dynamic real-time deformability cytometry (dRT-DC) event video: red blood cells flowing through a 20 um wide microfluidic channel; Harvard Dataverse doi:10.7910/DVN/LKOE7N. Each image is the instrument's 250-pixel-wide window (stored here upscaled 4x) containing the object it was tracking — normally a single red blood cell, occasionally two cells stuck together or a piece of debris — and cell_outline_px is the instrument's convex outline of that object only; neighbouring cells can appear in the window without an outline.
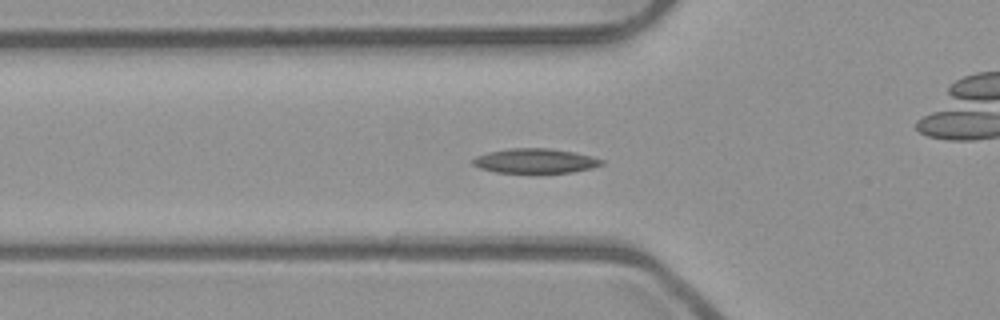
{"species": "common noctule bat (a hibernating species)", "species_latin": "Nyctalus noctula", "temperature_condition": "room temperature", "stored_images_in_passage": 44, "camera_frame_rate_fps": 3000, "um_per_image_px": 0.085, "animal": {"sex": "male", "body_mass_g": 23.1, "forearm_length_mm": 52.7}, "frame": {"image": 1, "passage_image": 9, "time_ms": 2.667, "image_size_px": [1000, 320], "cell_outline_px": [[604, 164], [592, 168], [572, 172], [536, 176], [496, 172], [480, 168], [472, 164], [472, 160], [476, 156], [488, 152], [508, 148], [548, 148], [572, 152], [592, 156], [604, 160]], "centroid_in_image_um": [45.49, 13.72], "position_along_channel_um": 80.3, "area_um2": 19.42}}
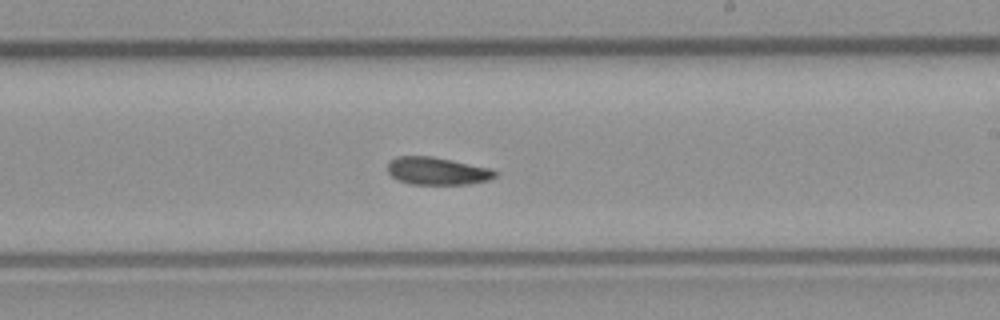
{"frame": {"image": 2, "passage_image": 22, "time_ms": 7.0, "image_size_px": [1000, 320], "cell_outline_px": [[500, 172], [496, 176], [488, 180], [468, 184], [408, 184], [392, 176], [388, 172], [388, 160], [396, 156], [432, 156], [492, 168]], "centroid_in_image_um": [37.18, 14.52], "position_along_channel_um": 251.8, "area_um2": 17.46}}
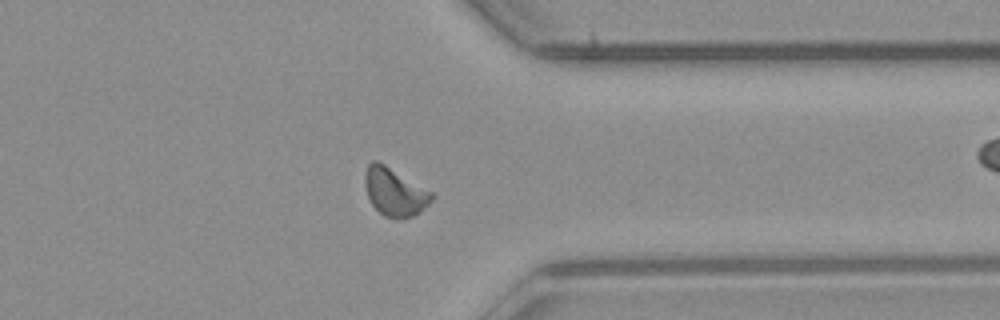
{"frame": {"image": 3, "passage_image": 32, "time_ms": 10.333, "image_size_px": [1000, 320], "cell_outline_px": [[436, 196], [420, 212], [404, 220], [400, 220], [384, 216], [372, 204], [368, 196], [364, 184], [364, 172], [368, 164], [372, 160], [376, 160], [384, 164], [432, 192]], "centroid_in_image_um": [33.54, 16.33], "position_along_channel_um": 377.9, "area_um2": 18.73}, "authors_computed_cell_mechanics": {"area_um2": 17.6868, "velocity_mm_per_s": 3.9359, "shape_relaxation_time_tau1_ms": null, "shape_relaxation_time_tau2_ms": 7.119, "deformation_change_tau1": null, "deformation_change_tau2": 0.1228}}